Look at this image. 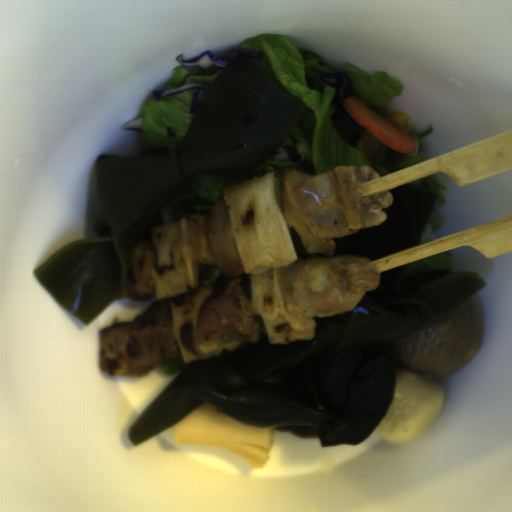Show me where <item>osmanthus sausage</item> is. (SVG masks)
<instances>
[{"mask_svg":"<svg viewBox=\"0 0 512 512\" xmlns=\"http://www.w3.org/2000/svg\"><path fill=\"white\" fill-rule=\"evenodd\" d=\"M276 430L275 427L248 425L207 403L195 407L171 426L175 445L221 448L260 470L271 454Z\"/></svg>","mask_w":512,"mask_h":512,"instance_id":"1","label":"osmanthus sausage"}]
</instances>
